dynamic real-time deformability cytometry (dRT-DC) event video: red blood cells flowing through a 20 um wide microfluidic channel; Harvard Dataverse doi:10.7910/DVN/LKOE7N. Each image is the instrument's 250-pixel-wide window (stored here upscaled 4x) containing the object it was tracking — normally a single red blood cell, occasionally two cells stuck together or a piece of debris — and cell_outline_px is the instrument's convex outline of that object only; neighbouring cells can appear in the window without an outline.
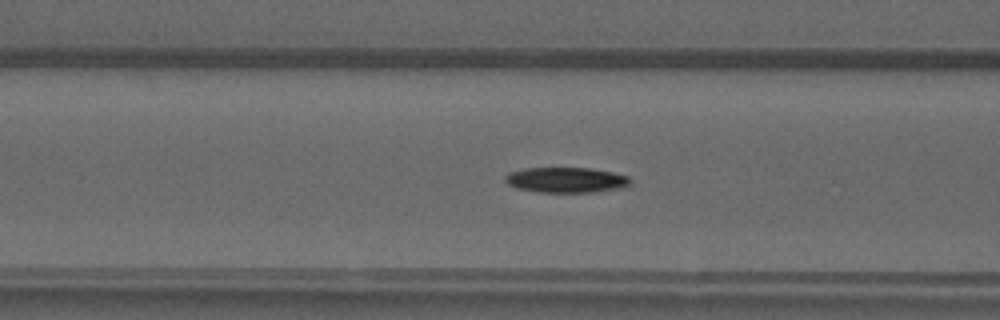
{"species": "common noctule bat (a hibernating species)", "species_latin": "Nyctalus noctula", "temperature_condition": "warm", "stored_images_in_passage": 51, "camera_frame_rate_fps": 3000, "um_per_image_px": 0.085, "animal": {"sex": "male", "forearm_length_mm": 52.5}, "frame": {"image": 1, "passage_image": 21, "time_ms": 6.667, "image_size_px": [1000, 320], "cell_outline_px": [[632, 180], [628, 184], [620, 188], [592, 192], [536, 192], [516, 188], [508, 184], [504, 180], [504, 176], [508, 172], [524, 168], [592, 168], [612, 172], [628, 176]], "centroid_in_image_um": [48.07, 15.29], "position_along_channel_um": 118.5, "area_um2": 18.55}}
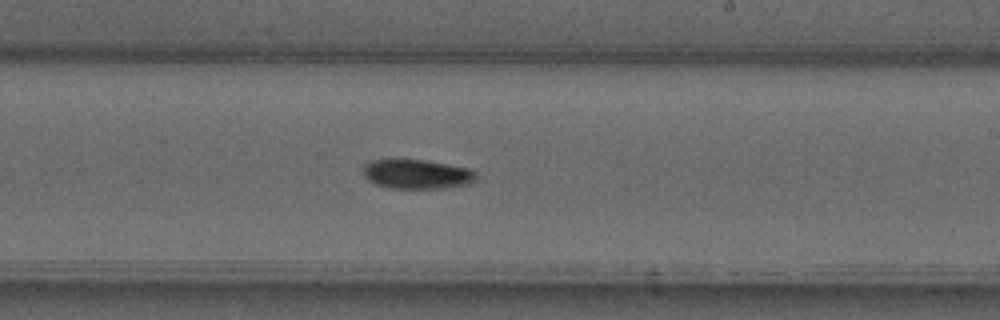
{"frame": {"image": 2, "passage_image": 31, "time_ms": 10.0, "image_size_px": [1000, 320], "cell_outline_px": [[476, 180], [472, 184], [444, 188], [388, 188], [376, 184], [368, 180], [364, 176], [364, 164], [372, 160], [424, 160], [468, 168], [476, 172]], "centroid_in_image_um": [35.46, 14.81], "position_along_channel_um": 253.5, "area_um2": 19.31}}
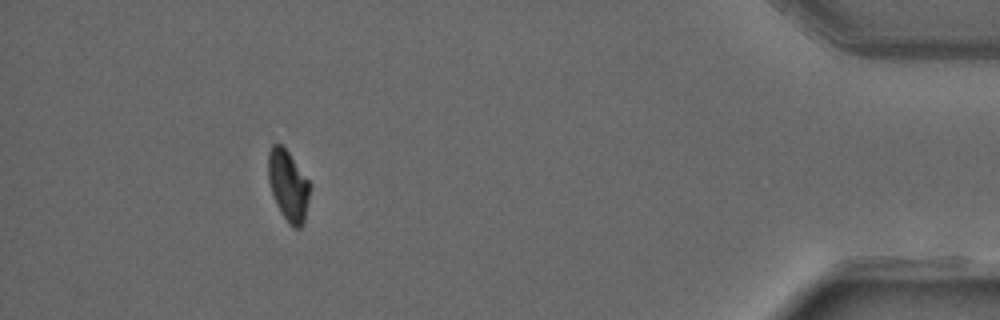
{"frame": {"image": 3, "passage_image": 47, "time_ms": 15.333, "image_size_px": [1000, 320], "cell_outline_px": [[312, 184], [304, 224], [300, 228], [292, 228], [288, 224], [280, 212], [276, 204], [268, 180], [268, 152], [272, 144], [280, 144], [288, 152]], "centroid_in_image_um": [24.52, 15.81], "position_along_channel_um": 410.7, "area_um2": 17.46}, "authors_computed_cell_mechanics": {"area_um2": 17.9758, "velocity_mm_per_s": 4.0626, "shape_relaxation_time_tau1_ms": 5.1364, "shape_relaxation_time_tau2_ms": null, "deformation_change_tau1": 0.1633, "deformation_change_tau2": null}}